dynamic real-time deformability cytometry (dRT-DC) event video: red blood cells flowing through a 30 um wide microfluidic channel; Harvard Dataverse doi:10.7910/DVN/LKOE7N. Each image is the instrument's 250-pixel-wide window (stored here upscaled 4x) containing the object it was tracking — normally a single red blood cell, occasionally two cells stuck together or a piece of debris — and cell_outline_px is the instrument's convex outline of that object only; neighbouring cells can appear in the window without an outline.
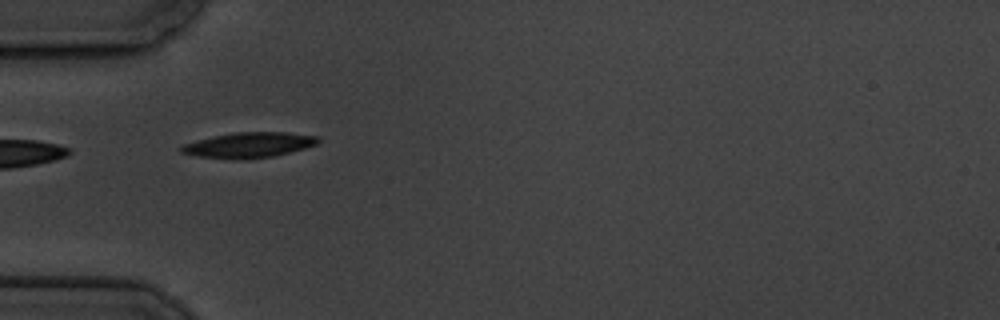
{"species": "common noctule bat (a hibernating species)", "species_latin": "Nyctalus noctula", "temperature_condition": "cold", "stored_images_in_passage": 6, "camera_frame_rate_fps": 3000, "um_per_image_px": 0.085, "animal": {"sex": "male", "body_mass_g": 19.5, "forearm_length_mm": 54.6}, "frame": {"image": 1, "passage_image": 6, "time_ms": 6.0, "image_size_px": [1000, 320], "cell_outline_px": [[320, 140], [316, 144], [304, 148], [272, 156], [200, 156], [180, 152], [180, 148], [184, 144], [196, 140], [212, 136], [232, 132], [288, 132], [320, 136]], "centroid_in_image_um": [21.22, 12.25], "position_along_channel_um": 63.8, "area_um2": 19.07}}